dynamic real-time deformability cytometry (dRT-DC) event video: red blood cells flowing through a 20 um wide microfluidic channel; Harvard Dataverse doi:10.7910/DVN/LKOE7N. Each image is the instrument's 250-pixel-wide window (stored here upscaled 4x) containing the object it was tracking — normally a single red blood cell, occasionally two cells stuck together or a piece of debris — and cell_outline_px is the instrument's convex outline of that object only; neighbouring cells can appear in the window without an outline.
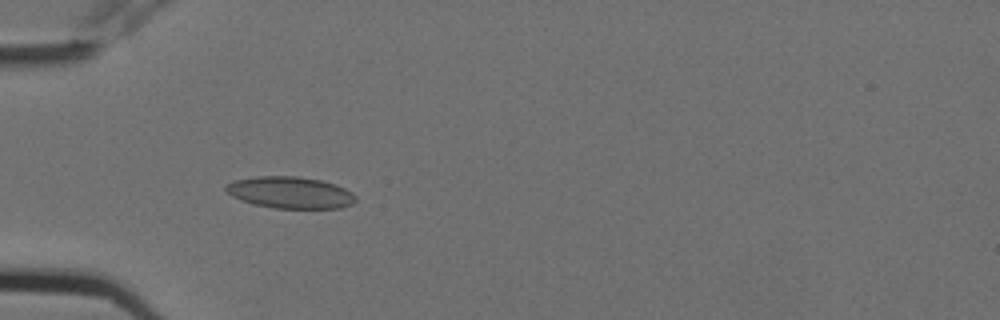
{"species": "Egyptian fruit bat (a non-hibernating species)", "species_latin": "Rousettus aegyptiacus", "temperature_condition": "cold", "stored_images_in_passage": 6, "camera_frame_rate_fps": 3000, "um_per_image_px": 0.085, "animal": {"sex": "female"}, "frame": {"image": 1, "passage_image": 5, "time_ms": 1.333, "image_size_px": [1000, 320], "cell_outline_px": [[356, 200], [352, 204], [340, 208], [272, 208], [240, 200], [232, 196], [224, 188], [228, 184], [236, 180], [256, 176], [296, 176], [320, 180], [336, 184], [352, 192], [356, 196]], "centroid_in_image_um": [24.69, 16.36], "position_along_channel_um": 60.3, "area_um2": 23.87}}